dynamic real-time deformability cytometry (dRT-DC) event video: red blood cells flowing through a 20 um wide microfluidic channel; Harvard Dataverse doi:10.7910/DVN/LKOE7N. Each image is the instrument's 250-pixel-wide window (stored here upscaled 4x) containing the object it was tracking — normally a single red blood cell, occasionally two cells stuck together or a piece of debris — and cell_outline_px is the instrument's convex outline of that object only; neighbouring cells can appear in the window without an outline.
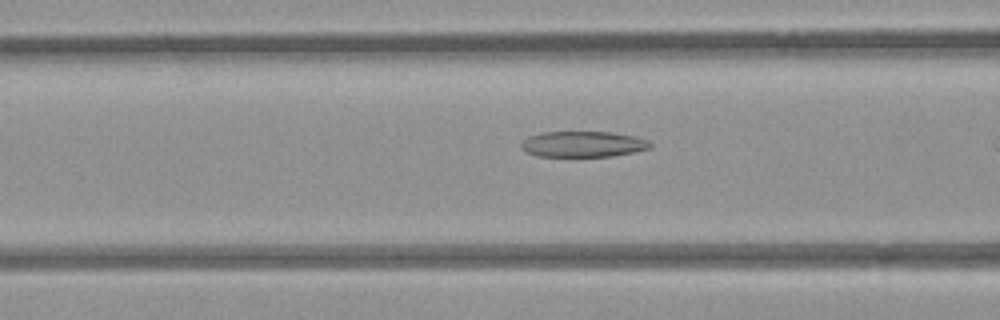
{"species": "common noctule bat (a hibernating species)", "species_latin": "Nyctalus noctula", "temperature_condition": "room temperature", "stored_images_in_passage": 13, "camera_frame_rate_fps": 3000, "um_per_image_px": 0.085, "animal": {"sex": "female", "body_mass_g": 21.9}, "frame": {"image": 1, "passage_image": 11, "time_ms": 3.333, "image_size_px": [1000, 320], "cell_outline_px": [[652, 148], [636, 152], [612, 156], [536, 156], [520, 148], [520, 144], [528, 136], [540, 132], [612, 132], [632, 136], [648, 140], [652, 144]], "centroid_in_image_um": [49.56, 12.25], "position_along_channel_um": 117.0, "area_um2": 19.48}}